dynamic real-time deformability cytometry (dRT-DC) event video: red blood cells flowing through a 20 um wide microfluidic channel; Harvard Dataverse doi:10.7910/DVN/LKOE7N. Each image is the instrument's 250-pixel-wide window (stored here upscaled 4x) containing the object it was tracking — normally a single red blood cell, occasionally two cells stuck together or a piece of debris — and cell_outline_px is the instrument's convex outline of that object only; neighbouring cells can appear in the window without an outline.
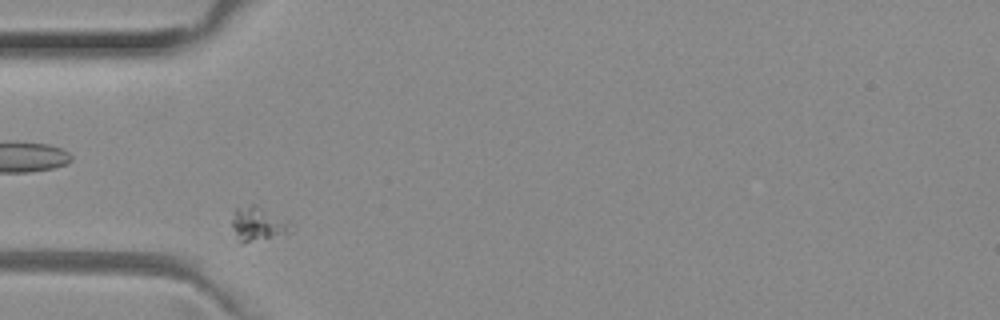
{"species": "common noctule bat (a hibernating species)", "species_latin": "Nyctalus noctula", "temperature_condition": "room temperature", "stored_images_in_passage": 14, "camera_frame_rate_fps": 3000, "um_per_image_px": 0.085, "animal": {"sex": "female", "body_mass_g": 29.2, "forearm_length_mm": 56.3}, "frame": {"image": 1, "passage_image": 3, "time_ms": 0.667, "image_size_px": [1000, 320], "cell_outline_px": [[292, 232], [240, 244], [232, 224], [232, 208], [252, 204], [256, 204], [288, 220], [292, 224]], "centroid_in_image_um": [21.92, 19.0], "position_along_channel_um": 63.1, "area_um2": 11.85}}
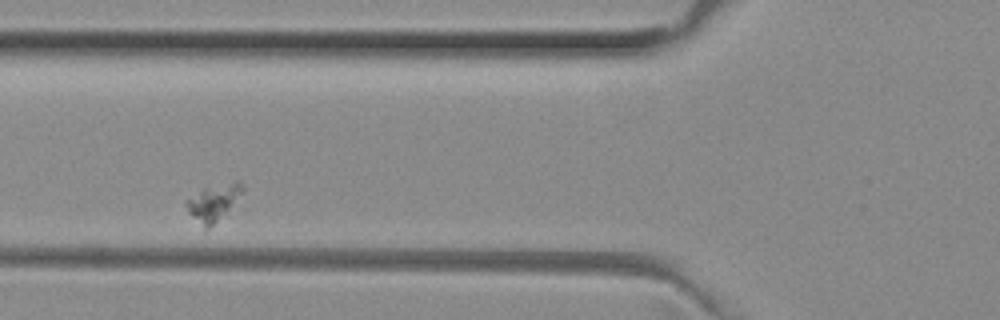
{"frame": {"image": 2, "passage_image": 7, "time_ms": 2.0, "image_size_px": [1000, 320], "cell_outline_px": [[244, 192], [236, 204], [232, 208], [204, 232], [188, 212], [184, 200], [204, 188], [236, 180], [240, 180], [244, 184]], "centroid_in_image_um": [18.18, 17.22], "position_along_channel_um": 107.6, "area_um2": 12.48}}
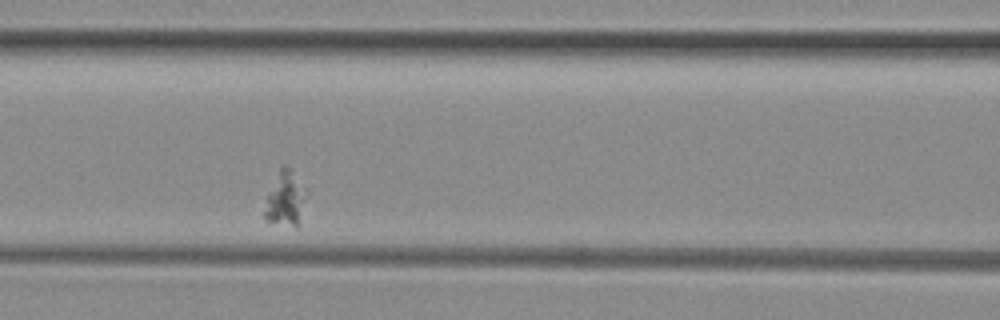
{"frame": {"image": 3, "passage_image": 10, "time_ms": 3.0, "image_size_px": [1000, 320], "cell_outline_px": [[300, 192], [296, 228], [264, 220], [264, 212], [268, 192], [280, 168], [284, 164], [288, 164], [300, 188]], "centroid_in_image_um": [24.08, 16.91], "position_along_channel_um": 142.5, "area_um2": 11.62}}